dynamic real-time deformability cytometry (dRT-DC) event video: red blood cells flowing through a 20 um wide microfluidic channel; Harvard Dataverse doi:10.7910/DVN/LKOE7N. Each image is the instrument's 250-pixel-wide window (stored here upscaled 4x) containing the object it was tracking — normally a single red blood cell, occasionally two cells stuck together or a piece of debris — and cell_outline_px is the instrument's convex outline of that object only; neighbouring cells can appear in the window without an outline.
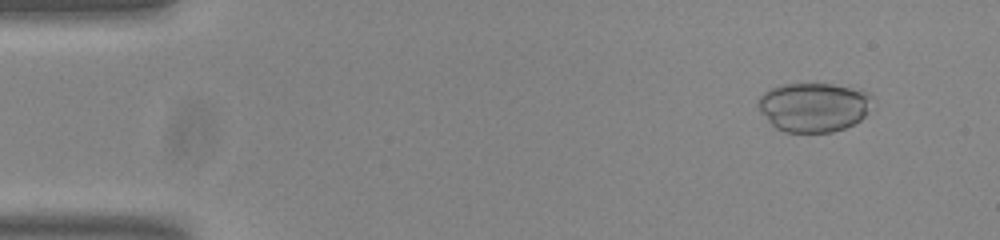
{"species": "common noctule bat (a hibernating species)", "species_latin": "Nyctalus noctula", "temperature_condition": "room temperature", "stored_images_in_passage": 50, "camera_frame_rate_fps": 3000, "um_per_image_px": 0.085, "animal": {"sex": "male", "body_mass_g": 20.0, "forearm_length_mm": 53.3}, "frame": {"image": 1, "passage_image": 1, "time_ms": 0.0, "image_size_px": [1000, 240], "cell_outline_px": [[872, 96], [864, 116], [860, 120], [844, 128], [832, 132], [784, 132], [776, 128], [768, 120], [756, 104], [760, 96], [764, 92], [780, 84], [832, 84], [864, 92]], "centroid_in_image_um": [69.1, 9.11], "position_along_channel_um": 15.9, "area_um2": 32.19}}
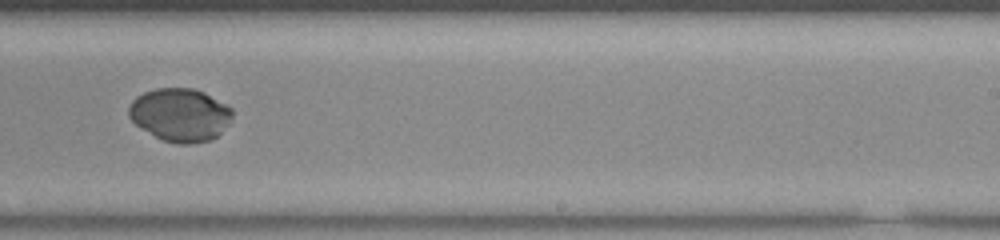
{"frame": {"image": 2, "passage_image": 30, "time_ms": 9.667, "image_size_px": [1000, 240], "cell_outline_px": [[232, 116], [228, 124], [212, 140], [192, 144], [176, 144], [164, 140], [156, 136], [136, 124], [128, 116], [128, 108], [132, 100], [136, 96], [144, 92], [156, 88], [192, 88], [204, 92], [228, 104], [232, 108]], "centroid_in_image_um": [15.32, 9.75], "position_along_channel_um": 273.7, "area_um2": 32.08}}
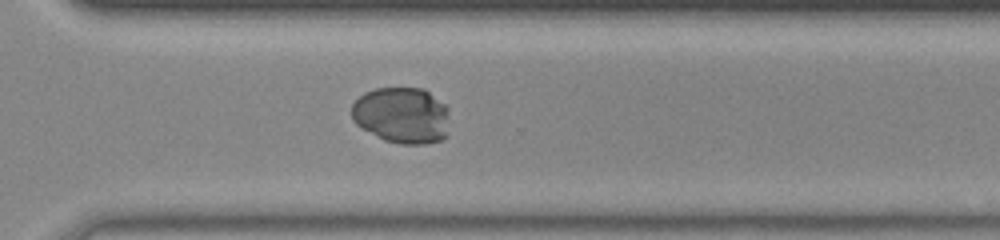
{"frame": {"image": 3, "passage_image": 35, "time_ms": 11.333, "image_size_px": [1000, 240], "cell_outline_px": [[448, 136], [444, 140], [424, 144], [400, 144], [384, 140], [356, 124], [352, 120], [352, 104], [364, 92], [376, 88], [424, 88], [444, 104], [448, 108]], "centroid_in_image_um": [34.18, 9.81], "position_along_channel_um": 336.4, "area_um2": 32.37}}